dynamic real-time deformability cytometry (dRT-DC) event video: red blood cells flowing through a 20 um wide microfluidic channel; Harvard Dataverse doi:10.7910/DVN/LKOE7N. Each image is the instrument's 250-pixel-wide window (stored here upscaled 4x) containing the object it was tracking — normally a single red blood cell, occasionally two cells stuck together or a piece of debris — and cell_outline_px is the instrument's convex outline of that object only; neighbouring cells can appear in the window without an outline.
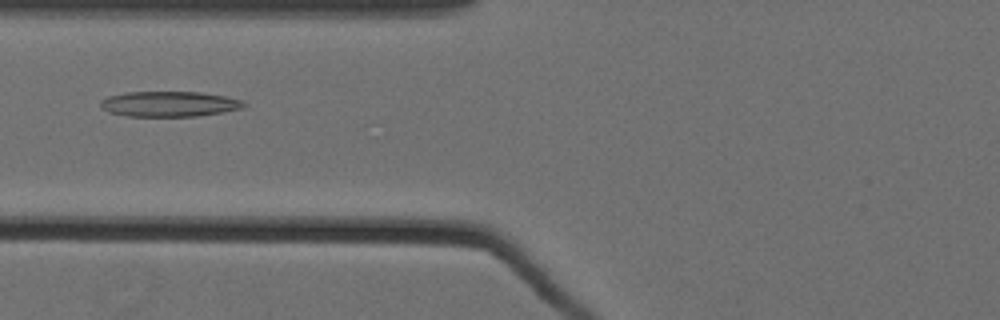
{"species": "Egyptian fruit bat (a non-hibernating species)", "species_latin": "Rousettus aegyptiacus", "temperature_condition": "cold", "stored_images_in_passage": 45, "camera_frame_rate_fps": 3000, "um_per_image_px": 0.085, "animal": {"sex": "female"}, "frame": {"image": 1, "passage_image": 12, "time_ms": 3.667, "image_size_px": [1000, 320], "cell_outline_px": [[248, 104], [240, 108], [220, 112], [196, 116], [128, 116], [108, 112], [100, 104], [100, 100], [108, 96], [124, 92], [200, 92], [224, 96], [240, 100]], "centroid_in_image_um": [14.34, 8.83], "position_along_channel_um": 111.5, "area_um2": 20.92}}
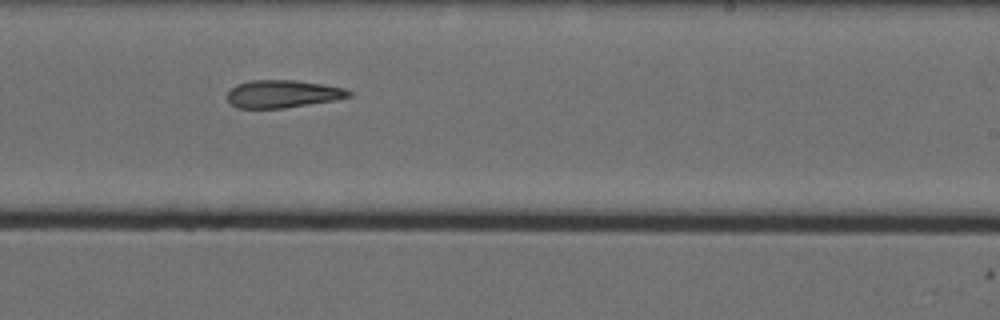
{"frame": {"image": 2, "passage_image": 25, "time_ms": 8.0, "image_size_px": [1000, 320], "cell_outline_px": [[352, 96], [336, 100], [284, 108], [236, 108], [228, 100], [228, 92], [236, 84], [252, 80], [296, 80], [324, 84], [344, 88], [352, 92]], "centroid_in_image_um": [24.06, 7.98], "position_along_channel_um": 264.9, "area_um2": 19.65}}
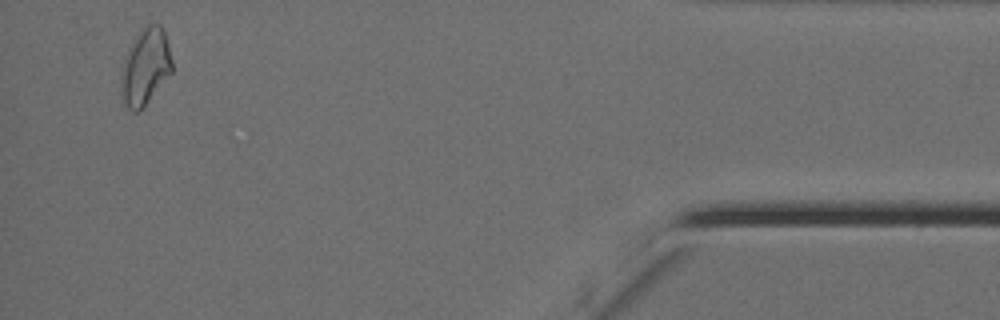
{"frame": {"image": 3, "passage_image": 43, "time_ms": 14.0, "image_size_px": [1000, 320], "cell_outline_px": [[172, 72], [148, 100], [136, 112], [132, 112], [124, 108], [120, 92], [120, 76], [124, 56], [128, 48], [136, 36], [148, 24], [160, 24], [164, 28], [172, 60]], "centroid_in_image_um": [12.32, 5.69], "position_along_channel_um": 422.9, "area_um2": 22.77}, "authors_computed_cell_mechanics": {"area_um2": 20.6924, "velocity_mm_per_s": 3.5513, "shape_relaxation_time_tau1_ms": 11.1642, "shape_relaxation_time_tau2_ms": 6.8694, "deformation_change_tau1": 0.218, "deformation_change_tau2": 0.1686}}